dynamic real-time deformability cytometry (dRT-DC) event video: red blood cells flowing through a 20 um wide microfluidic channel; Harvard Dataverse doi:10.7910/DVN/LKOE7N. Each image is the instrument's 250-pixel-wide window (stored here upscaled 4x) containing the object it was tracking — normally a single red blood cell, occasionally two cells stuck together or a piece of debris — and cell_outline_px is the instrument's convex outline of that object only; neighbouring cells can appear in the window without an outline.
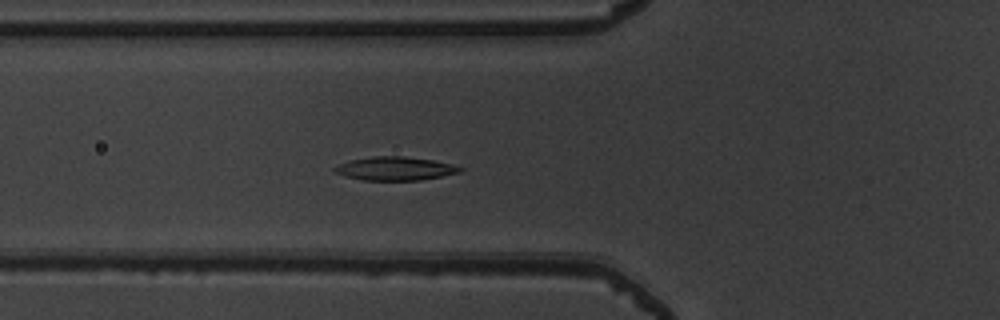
{"species": "common noctule bat (a hibernating species)", "species_latin": "Nyctalus noctula", "temperature_condition": "warm", "stored_images_in_passage": 46, "camera_frame_rate_fps": 3000, "um_per_image_px": 0.085, "animal": {"sex": "male", "body_mass_g": 19.5, "forearm_length_mm": 54.6}, "frame": {"image": 1, "passage_image": 14, "time_ms": 4.333, "image_size_px": [1000, 320], "cell_outline_px": [[464, 168], [460, 172], [420, 180], [364, 180], [344, 176], [336, 172], [332, 168], [340, 164], [352, 160], [372, 156], [400, 156], [432, 160], [452, 164]], "centroid_in_image_um": [33.58, 14.33], "position_along_channel_um": 92.2, "area_um2": 16.94}}
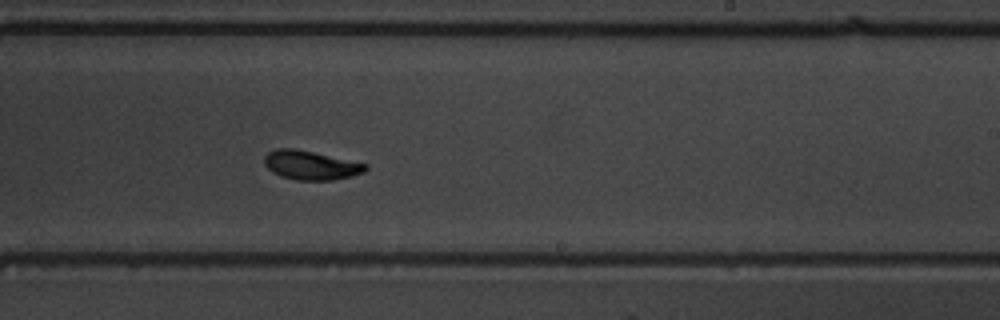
{"frame": {"image": 2, "passage_image": 27, "time_ms": 8.667, "image_size_px": [1000, 320], "cell_outline_px": [[368, 168], [364, 172], [352, 176], [332, 180], [296, 180], [280, 176], [272, 172], [264, 164], [264, 156], [268, 152], [276, 148], [296, 148], [368, 164]], "centroid_in_image_um": [26.4, 14.04], "position_along_channel_um": 262.6, "area_um2": 17.22}}
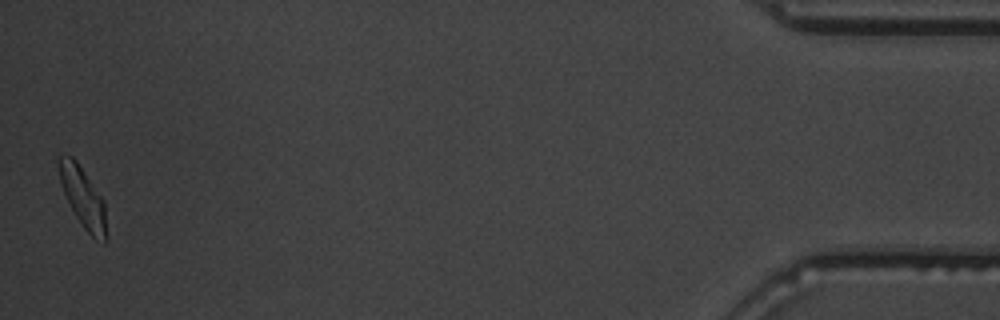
{"frame": {"image": 3, "passage_image": 46, "time_ms": 15.0, "image_size_px": [1000, 320], "cell_outline_px": [[108, 240], [104, 244], [92, 236], [84, 228], [76, 216], [64, 192], [60, 180], [60, 156], [72, 156], [76, 160], [104, 200]], "centroid_in_image_um": [7.12, 16.86], "position_along_channel_um": 428.1, "area_um2": 16.24}, "authors_computed_cell_mechanics": {"area_um2": 16.9932, "velocity_mm_per_s": 3.9415, "shape_relaxation_time_tau1_ms": 2.7285, "shape_relaxation_time_tau2_ms": 2.0772, "deformation_change_tau1": 0.1755, "deformation_change_tau2": 0.0832}}